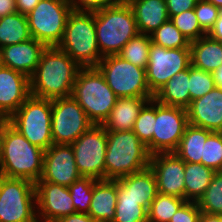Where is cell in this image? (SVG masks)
<instances>
[{"mask_svg":"<svg viewBox=\"0 0 222 222\" xmlns=\"http://www.w3.org/2000/svg\"><path fill=\"white\" fill-rule=\"evenodd\" d=\"M194 11L201 29L208 34L219 17L220 9L205 0H198Z\"/></svg>","mask_w":222,"mask_h":222,"instance_id":"ab89813d","label":"cell"},{"mask_svg":"<svg viewBox=\"0 0 222 222\" xmlns=\"http://www.w3.org/2000/svg\"><path fill=\"white\" fill-rule=\"evenodd\" d=\"M71 11L70 0H40L26 15L31 37L46 47L58 46Z\"/></svg>","mask_w":222,"mask_h":222,"instance_id":"30bf717a","label":"cell"},{"mask_svg":"<svg viewBox=\"0 0 222 222\" xmlns=\"http://www.w3.org/2000/svg\"><path fill=\"white\" fill-rule=\"evenodd\" d=\"M117 180H97L88 214L99 222H112L117 204Z\"/></svg>","mask_w":222,"mask_h":222,"instance_id":"cb8c5ba5","label":"cell"},{"mask_svg":"<svg viewBox=\"0 0 222 222\" xmlns=\"http://www.w3.org/2000/svg\"><path fill=\"white\" fill-rule=\"evenodd\" d=\"M212 74L215 86L222 88V64Z\"/></svg>","mask_w":222,"mask_h":222,"instance_id":"681fc988","label":"cell"},{"mask_svg":"<svg viewBox=\"0 0 222 222\" xmlns=\"http://www.w3.org/2000/svg\"><path fill=\"white\" fill-rule=\"evenodd\" d=\"M173 24L181 31L189 42L207 35L200 27L194 9L184 11L170 18Z\"/></svg>","mask_w":222,"mask_h":222,"instance_id":"f35d334b","label":"cell"},{"mask_svg":"<svg viewBox=\"0 0 222 222\" xmlns=\"http://www.w3.org/2000/svg\"><path fill=\"white\" fill-rule=\"evenodd\" d=\"M95 125L109 117L118 98L97 67H81L71 95Z\"/></svg>","mask_w":222,"mask_h":222,"instance_id":"8992f818","label":"cell"},{"mask_svg":"<svg viewBox=\"0 0 222 222\" xmlns=\"http://www.w3.org/2000/svg\"><path fill=\"white\" fill-rule=\"evenodd\" d=\"M199 222H222V215H213L201 212Z\"/></svg>","mask_w":222,"mask_h":222,"instance_id":"c3c4849f","label":"cell"},{"mask_svg":"<svg viewBox=\"0 0 222 222\" xmlns=\"http://www.w3.org/2000/svg\"><path fill=\"white\" fill-rule=\"evenodd\" d=\"M112 222H148L147 210L133 198H117Z\"/></svg>","mask_w":222,"mask_h":222,"instance_id":"e575fe53","label":"cell"},{"mask_svg":"<svg viewBox=\"0 0 222 222\" xmlns=\"http://www.w3.org/2000/svg\"><path fill=\"white\" fill-rule=\"evenodd\" d=\"M71 147L81 176L96 180L105 179L107 131L102 125L94 124L75 140Z\"/></svg>","mask_w":222,"mask_h":222,"instance_id":"4fadbf2b","label":"cell"},{"mask_svg":"<svg viewBox=\"0 0 222 222\" xmlns=\"http://www.w3.org/2000/svg\"><path fill=\"white\" fill-rule=\"evenodd\" d=\"M191 65L190 48L166 49L151 42L146 81L155 95L174 75Z\"/></svg>","mask_w":222,"mask_h":222,"instance_id":"5bb4252c","label":"cell"},{"mask_svg":"<svg viewBox=\"0 0 222 222\" xmlns=\"http://www.w3.org/2000/svg\"><path fill=\"white\" fill-rule=\"evenodd\" d=\"M44 152L8 123L0 142V175L38 182L43 171Z\"/></svg>","mask_w":222,"mask_h":222,"instance_id":"7a4b0ae2","label":"cell"},{"mask_svg":"<svg viewBox=\"0 0 222 222\" xmlns=\"http://www.w3.org/2000/svg\"><path fill=\"white\" fill-rule=\"evenodd\" d=\"M151 38L150 35L138 33L129 40L118 54L123 59L141 68H147Z\"/></svg>","mask_w":222,"mask_h":222,"instance_id":"f546056e","label":"cell"},{"mask_svg":"<svg viewBox=\"0 0 222 222\" xmlns=\"http://www.w3.org/2000/svg\"><path fill=\"white\" fill-rule=\"evenodd\" d=\"M197 203L201 212L222 215V171L214 173L204 195Z\"/></svg>","mask_w":222,"mask_h":222,"instance_id":"d6a6232c","label":"cell"},{"mask_svg":"<svg viewBox=\"0 0 222 222\" xmlns=\"http://www.w3.org/2000/svg\"><path fill=\"white\" fill-rule=\"evenodd\" d=\"M46 46L34 38L1 48L2 66L19 71L29 78L33 75Z\"/></svg>","mask_w":222,"mask_h":222,"instance_id":"ffe728a7","label":"cell"},{"mask_svg":"<svg viewBox=\"0 0 222 222\" xmlns=\"http://www.w3.org/2000/svg\"><path fill=\"white\" fill-rule=\"evenodd\" d=\"M56 222H99V221H96L88 213L76 212L67 216H63Z\"/></svg>","mask_w":222,"mask_h":222,"instance_id":"ee69618b","label":"cell"},{"mask_svg":"<svg viewBox=\"0 0 222 222\" xmlns=\"http://www.w3.org/2000/svg\"><path fill=\"white\" fill-rule=\"evenodd\" d=\"M191 65L213 73L222 64V42L208 35L190 42Z\"/></svg>","mask_w":222,"mask_h":222,"instance_id":"d4e9b609","label":"cell"},{"mask_svg":"<svg viewBox=\"0 0 222 222\" xmlns=\"http://www.w3.org/2000/svg\"><path fill=\"white\" fill-rule=\"evenodd\" d=\"M149 167L153 171L159 193L184 199L185 162L174 152L151 155Z\"/></svg>","mask_w":222,"mask_h":222,"instance_id":"e0dca14e","label":"cell"},{"mask_svg":"<svg viewBox=\"0 0 222 222\" xmlns=\"http://www.w3.org/2000/svg\"><path fill=\"white\" fill-rule=\"evenodd\" d=\"M96 179L81 176L68 186L76 212L88 213Z\"/></svg>","mask_w":222,"mask_h":222,"instance_id":"836d02e7","label":"cell"},{"mask_svg":"<svg viewBox=\"0 0 222 222\" xmlns=\"http://www.w3.org/2000/svg\"><path fill=\"white\" fill-rule=\"evenodd\" d=\"M169 17L194 9L198 0H165Z\"/></svg>","mask_w":222,"mask_h":222,"instance_id":"7bdbcfd3","label":"cell"},{"mask_svg":"<svg viewBox=\"0 0 222 222\" xmlns=\"http://www.w3.org/2000/svg\"><path fill=\"white\" fill-rule=\"evenodd\" d=\"M187 113L189 124L222 132V88L215 86L204 96L191 101Z\"/></svg>","mask_w":222,"mask_h":222,"instance_id":"d6986e66","label":"cell"},{"mask_svg":"<svg viewBox=\"0 0 222 222\" xmlns=\"http://www.w3.org/2000/svg\"><path fill=\"white\" fill-rule=\"evenodd\" d=\"M52 100L30 95L9 118V123L31 144L47 150L53 145Z\"/></svg>","mask_w":222,"mask_h":222,"instance_id":"52a82bcc","label":"cell"},{"mask_svg":"<svg viewBox=\"0 0 222 222\" xmlns=\"http://www.w3.org/2000/svg\"><path fill=\"white\" fill-rule=\"evenodd\" d=\"M211 132L188 124L174 153L184 162L201 163L203 146Z\"/></svg>","mask_w":222,"mask_h":222,"instance_id":"83f0119b","label":"cell"},{"mask_svg":"<svg viewBox=\"0 0 222 222\" xmlns=\"http://www.w3.org/2000/svg\"><path fill=\"white\" fill-rule=\"evenodd\" d=\"M201 163L215 172L222 171V132H211L203 146Z\"/></svg>","mask_w":222,"mask_h":222,"instance_id":"8d00e7d4","label":"cell"},{"mask_svg":"<svg viewBox=\"0 0 222 222\" xmlns=\"http://www.w3.org/2000/svg\"><path fill=\"white\" fill-rule=\"evenodd\" d=\"M2 66L1 49H0V67Z\"/></svg>","mask_w":222,"mask_h":222,"instance_id":"f5cc1de1","label":"cell"},{"mask_svg":"<svg viewBox=\"0 0 222 222\" xmlns=\"http://www.w3.org/2000/svg\"><path fill=\"white\" fill-rule=\"evenodd\" d=\"M215 171L202 163L185 162L184 199L198 202L209 186Z\"/></svg>","mask_w":222,"mask_h":222,"instance_id":"4316f807","label":"cell"},{"mask_svg":"<svg viewBox=\"0 0 222 222\" xmlns=\"http://www.w3.org/2000/svg\"><path fill=\"white\" fill-rule=\"evenodd\" d=\"M80 66L57 46L46 47L35 72L30 77L31 95L57 99L72 95Z\"/></svg>","mask_w":222,"mask_h":222,"instance_id":"6da1fadb","label":"cell"},{"mask_svg":"<svg viewBox=\"0 0 222 222\" xmlns=\"http://www.w3.org/2000/svg\"><path fill=\"white\" fill-rule=\"evenodd\" d=\"M117 97H154L146 81V69L119 55H108L96 66Z\"/></svg>","mask_w":222,"mask_h":222,"instance_id":"9c48e42d","label":"cell"},{"mask_svg":"<svg viewBox=\"0 0 222 222\" xmlns=\"http://www.w3.org/2000/svg\"><path fill=\"white\" fill-rule=\"evenodd\" d=\"M0 222H38L35 183L0 175Z\"/></svg>","mask_w":222,"mask_h":222,"instance_id":"ba28073f","label":"cell"},{"mask_svg":"<svg viewBox=\"0 0 222 222\" xmlns=\"http://www.w3.org/2000/svg\"><path fill=\"white\" fill-rule=\"evenodd\" d=\"M131 6L139 33L150 35L170 19L165 0H126Z\"/></svg>","mask_w":222,"mask_h":222,"instance_id":"7402d4cb","label":"cell"},{"mask_svg":"<svg viewBox=\"0 0 222 222\" xmlns=\"http://www.w3.org/2000/svg\"><path fill=\"white\" fill-rule=\"evenodd\" d=\"M185 202V199L158 192L147 211L148 222H170L171 217Z\"/></svg>","mask_w":222,"mask_h":222,"instance_id":"4dcf8cb0","label":"cell"},{"mask_svg":"<svg viewBox=\"0 0 222 222\" xmlns=\"http://www.w3.org/2000/svg\"><path fill=\"white\" fill-rule=\"evenodd\" d=\"M157 194L156 178L150 167L117 180V198H133L147 211Z\"/></svg>","mask_w":222,"mask_h":222,"instance_id":"44dd1931","label":"cell"},{"mask_svg":"<svg viewBox=\"0 0 222 222\" xmlns=\"http://www.w3.org/2000/svg\"><path fill=\"white\" fill-rule=\"evenodd\" d=\"M201 210L197 202L186 201L174 215L170 222H199Z\"/></svg>","mask_w":222,"mask_h":222,"instance_id":"60d3db41","label":"cell"},{"mask_svg":"<svg viewBox=\"0 0 222 222\" xmlns=\"http://www.w3.org/2000/svg\"><path fill=\"white\" fill-rule=\"evenodd\" d=\"M151 42L166 49L190 48V42L169 19L150 34Z\"/></svg>","mask_w":222,"mask_h":222,"instance_id":"1f68e13d","label":"cell"},{"mask_svg":"<svg viewBox=\"0 0 222 222\" xmlns=\"http://www.w3.org/2000/svg\"><path fill=\"white\" fill-rule=\"evenodd\" d=\"M93 125L84 109L72 96L52 100L53 144L71 145Z\"/></svg>","mask_w":222,"mask_h":222,"instance_id":"7c38bea8","label":"cell"},{"mask_svg":"<svg viewBox=\"0 0 222 222\" xmlns=\"http://www.w3.org/2000/svg\"><path fill=\"white\" fill-rule=\"evenodd\" d=\"M215 87L213 74L198 69L192 65L189 66V92L191 101L207 94Z\"/></svg>","mask_w":222,"mask_h":222,"instance_id":"74e56055","label":"cell"},{"mask_svg":"<svg viewBox=\"0 0 222 222\" xmlns=\"http://www.w3.org/2000/svg\"><path fill=\"white\" fill-rule=\"evenodd\" d=\"M155 122V99H150L140 110L138 118L135 120L133 132L139 140L147 145L153 136Z\"/></svg>","mask_w":222,"mask_h":222,"instance_id":"d590c367","label":"cell"},{"mask_svg":"<svg viewBox=\"0 0 222 222\" xmlns=\"http://www.w3.org/2000/svg\"><path fill=\"white\" fill-rule=\"evenodd\" d=\"M17 12L15 0H0V19Z\"/></svg>","mask_w":222,"mask_h":222,"instance_id":"7dc6e473","label":"cell"},{"mask_svg":"<svg viewBox=\"0 0 222 222\" xmlns=\"http://www.w3.org/2000/svg\"><path fill=\"white\" fill-rule=\"evenodd\" d=\"M27 16L15 12L0 19V49L29 40Z\"/></svg>","mask_w":222,"mask_h":222,"instance_id":"f1b7e54d","label":"cell"},{"mask_svg":"<svg viewBox=\"0 0 222 222\" xmlns=\"http://www.w3.org/2000/svg\"><path fill=\"white\" fill-rule=\"evenodd\" d=\"M115 0H70L72 10L96 11Z\"/></svg>","mask_w":222,"mask_h":222,"instance_id":"b9f144b4","label":"cell"},{"mask_svg":"<svg viewBox=\"0 0 222 222\" xmlns=\"http://www.w3.org/2000/svg\"><path fill=\"white\" fill-rule=\"evenodd\" d=\"M207 35L214 40L222 42V8H220V14L214 26Z\"/></svg>","mask_w":222,"mask_h":222,"instance_id":"bcb514c9","label":"cell"},{"mask_svg":"<svg viewBox=\"0 0 222 222\" xmlns=\"http://www.w3.org/2000/svg\"><path fill=\"white\" fill-rule=\"evenodd\" d=\"M8 123H9V118L0 113V142H1L3 130Z\"/></svg>","mask_w":222,"mask_h":222,"instance_id":"f907efd6","label":"cell"},{"mask_svg":"<svg viewBox=\"0 0 222 222\" xmlns=\"http://www.w3.org/2000/svg\"><path fill=\"white\" fill-rule=\"evenodd\" d=\"M154 97H118L109 117L102 126L106 131L133 130L143 106Z\"/></svg>","mask_w":222,"mask_h":222,"instance_id":"603a6c76","label":"cell"},{"mask_svg":"<svg viewBox=\"0 0 222 222\" xmlns=\"http://www.w3.org/2000/svg\"><path fill=\"white\" fill-rule=\"evenodd\" d=\"M57 47L80 67H96L103 57L97 44L94 11L72 10Z\"/></svg>","mask_w":222,"mask_h":222,"instance_id":"5b68a950","label":"cell"},{"mask_svg":"<svg viewBox=\"0 0 222 222\" xmlns=\"http://www.w3.org/2000/svg\"><path fill=\"white\" fill-rule=\"evenodd\" d=\"M151 154L133 130L107 131L105 179L118 180L149 167Z\"/></svg>","mask_w":222,"mask_h":222,"instance_id":"277c9868","label":"cell"},{"mask_svg":"<svg viewBox=\"0 0 222 222\" xmlns=\"http://www.w3.org/2000/svg\"><path fill=\"white\" fill-rule=\"evenodd\" d=\"M40 0H15L18 13L29 14Z\"/></svg>","mask_w":222,"mask_h":222,"instance_id":"f6af8a7d","label":"cell"},{"mask_svg":"<svg viewBox=\"0 0 222 222\" xmlns=\"http://www.w3.org/2000/svg\"><path fill=\"white\" fill-rule=\"evenodd\" d=\"M31 95L30 78L11 68L0 67V113L10 118Z\"/></svg>","mask_w":222,"mask_h":222,"instance_id":"ac0fdd59","label":"cell"},{"mask_svg":"<svg viewBox=\"0 0 222 222\" xmlns=\"http://www.w3.org/2000/svg\"><path fill=\"white\" fill-rule=\"evenodd\" d=\"M97 44L102 57L118 55L139 32L131 6L115 0L94 11Z\"/></svg>","mask_w":222,"mask_h":222,"instance_id":"3957f363","label":"cell"},{"mask_svg":"<svg viewBox=\"0 0 222 222\" xmlns=\"http://www.w3.org/2000/svg\"><path fill=\"white\" fill-rule=\"evenodd\" d=\"M81 177L71 145L53 144L44 152L43 171L38 182L70 186Z\"/></svg>","mask_w":222,"mask_h":222,"instance_id":"2e32d148","label":"cell"},{"mask_svg":"<svg viewBox=\"0 0 222 222\" xmlns=\"http://www.w3.org/2000/svg\"><path fill=\"white\" fill-rule=\"evenodd\" d=\"M38 222H56L61 217L76 213L67 186L50 182H36Z\"/></svg>","mask_w":222,"mask_h":222,"instance_id":"9a60e30c","label":"cell"},{"mask_svg":"<svg viewBox=\"0 0 222 222\" xmlns=\"http://www.w3.org/2000/svg\"><path fill=\"white\" fill-rule=\"evenodd\" d=\"M188 124L187 109L164 105L155 100L153 136L146 145L149 153L174 152Z\"/></svg>","mask_w":222,"mask_h":222,"instance_id":"8fae6325","label":"cell"},{"mask_svg":"<svg viewBox=\"0 0 222 222\" xmlns=\"http://www.w3.org/2000/svg\"><path fill=\"white\" fill-rule=\"evenodd\" d=\"M206 2L212 3L219 9L222 8V0H205Z\"/></svg>","mask_w":222,"mask_h":222,"instance_id":"816d5d0a","label":"cell"},{"mask_svg":"<svg viewBox=\"0 0 222 222\" xmlns=\"http://www.w3.org/2000/svg\"><path fill=\"white\" fill-rule=\"evenodd\" d=\"M188 89L189 67L168 80L154 95V99L164 105L187 109L190 106V92Z\"/></svg>","mask_w":222,"mask_h":222,"instance_id":"484cf974","label":"cell"}]
</instances>
